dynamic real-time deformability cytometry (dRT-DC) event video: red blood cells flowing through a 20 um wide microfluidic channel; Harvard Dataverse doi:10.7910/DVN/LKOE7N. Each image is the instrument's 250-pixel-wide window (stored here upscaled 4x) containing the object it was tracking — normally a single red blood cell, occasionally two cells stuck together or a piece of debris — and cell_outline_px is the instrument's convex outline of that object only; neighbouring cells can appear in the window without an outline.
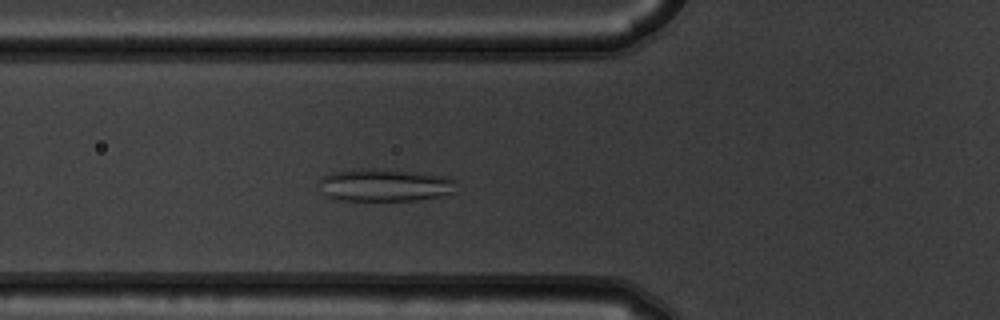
{"species": "common noctule bat (a hibernating species)", "species_latin": "Nyctalus noctula", "temperature_condition": "warm", "stored_images_in_passage": 45, "camera_frame_rate_fps": 3000, "um_per_image_px": 0.085, "animal": {"sex": "male", "body_mass_g": 19.5, "forearm_length_mm": 54.6}, "frame": {"image": 1, "passage_image": 11, "time_ms": 3.333, "image_size_px": [1000, 320], "cell_outline_px": [[460, 192], [416, 200], [340, 200], [328, 196], [320, 180], [324, 176], [332, 172], [364, 168], [376, 168], [428, 172], [448, 176], [456, 180]], "centroid_in_image_um": [32.89, 15.71], "position_along_channel_um": 92.9, "area_um2": 26.41}}
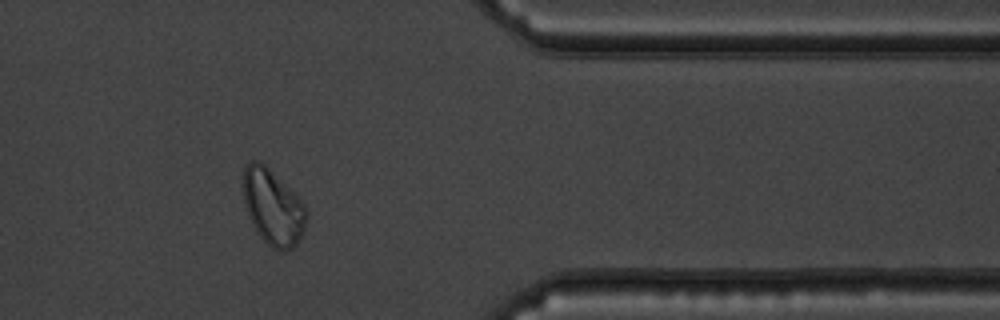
{"frame": {"image": 2, "passage_image": 36, "time_ms": 11.667, "image_size_px": [1000, 320], "cell_outline_px": [[304, 232], [296, 244], [292, 248], [284, 252], [280, 252], [272, 248], [256, 232], [248, 216], [244, 204], [240, 184], [240, 180], [244, 168], [252, 160], [260, 160], [304, 204]], "centroid_in_image_um": [23.11, 17.61], "position_along_channel_um": 388.3, "area_um2": 27.8}}
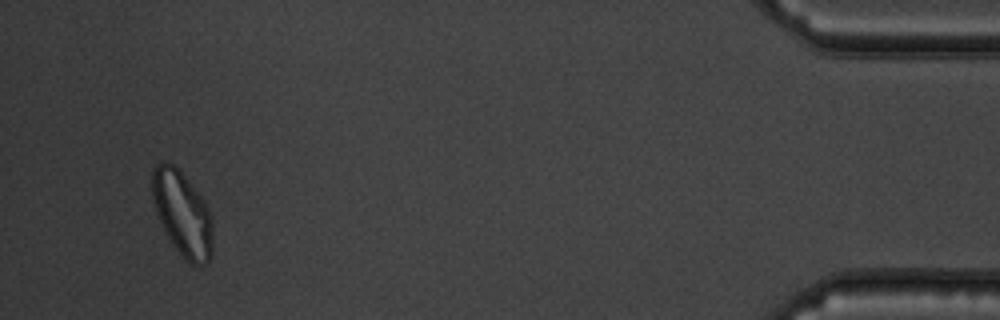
{"frame": {"image": 3, "passage_image": 43, "time_ms": 14.0, "image_size_px": [1000, 320], "cell_outline_px": [[212, 256], [208, 264], [188, 264], [168, 236], [156, 212], [152, 200], [152, 172], [156, 164], [172, 164], [184, 176], [204, 200], [212, 216]], "centroid_in_image_um": [15.53, 18.2], "position_along_channel_um": 419.7, "area_um2": 29.42}, "authors_computed_cell_mechanics": {"area_um2": 26.4146, "velocity_mm_per_s": 3.7216, "shape_relaxation_time_tau1_ms": null, "shape_relaxation_time_tau2_ms": 1.9356, "deformation_change_tau1": null, "deformation_change_tau2": 0.0791}}